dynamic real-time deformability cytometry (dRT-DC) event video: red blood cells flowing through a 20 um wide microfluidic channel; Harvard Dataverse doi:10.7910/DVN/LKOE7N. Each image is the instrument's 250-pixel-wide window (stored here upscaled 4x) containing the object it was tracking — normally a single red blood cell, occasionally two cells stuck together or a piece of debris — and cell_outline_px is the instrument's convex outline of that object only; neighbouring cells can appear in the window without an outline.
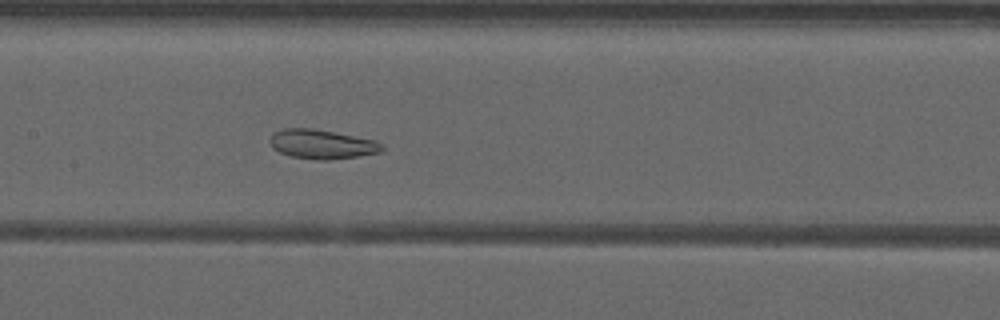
{"species": "common noctule bat (a hibernating species)", "species_latin": "Nyctalus noctula", "temperature_condition": "warm", "stored_images_in_passage": 52, "camera_frame_rate_fps": 3000, "um_per_image_px": 0.085, "animal": {"sex": "male", "forearm_length_mm": 52.5}, "frame": {"image": 1, "passage_image": 26, "time_ms": 8.333, "image_size_px": [1000, 320], "cell_outline_px": [[384, 148], [380, 152], [356, 156], [328, 160], [320, 160], [292, 156], [280, 152], [272, 148], [268, 140], [276, 132], [284, 128], [312, 128], [376, 140], [384, 144]], "centroid_in_image_um": [27.37, 12.25], "position_along_channel_um": 180.0, "area_um2": 18.96}}
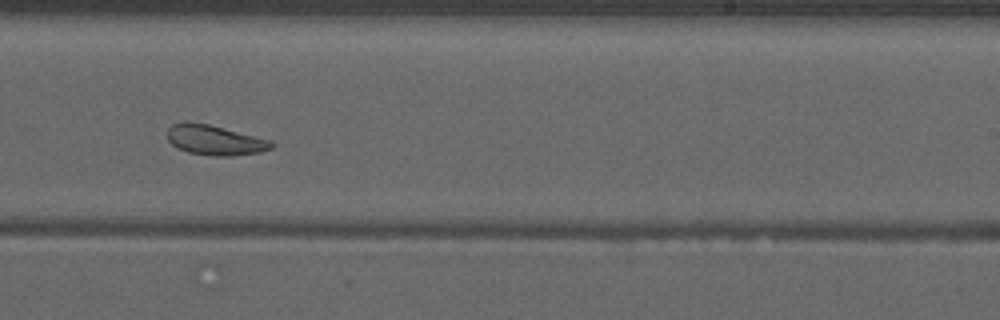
{"frame": {"image": 2, "passage_image": 33, "time_ms": 10.667, "image_size_px": [1000, 320], "cell_outline_px": [[276, 144], [272, 148], [260, 152], [232, 156], [212, 156], [188, 152], [176, 148], [168, 140], [168, 128], [172, 124], [184, 120], [208, 124], [272, 140]], "centroid_in_image_um": [18.26, 11.9], "position_along_channel_um": 270.7, "area_um2": 18.44}}
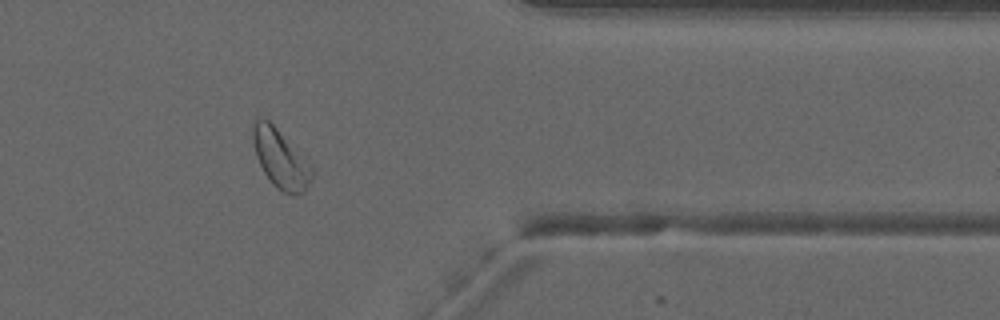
{"frame": {"image": 3, "passage_image": 43, "time_ms": 14.0, "image_size_px": [1000, 320], "cell_outline_px": [[312, 176], [304, 192], [300, 196], [292, 196], [276, 188], [272, 184], [264, 172], [256, 156], [252, 140], [252, 120], [268, 120], [276, 128], [312, 168]], "centroid_in_image_um": [23.8, 13.55], "position_along_channel_um": 387.6, "area_um2": 19.65}, "authors_computed_cell_mechanics": {"area_um2": 23.1778, "velocity_mm_per_s": 3.914, "shape_relaxation_time_tau1_ms": null, "shape_relaxation_time_tau2_ms": 2.2882, "deformation_change_tau1": null, "deformation_change_tau2": 0.0925}}